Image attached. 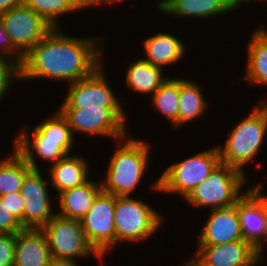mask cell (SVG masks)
Returning <instances> with one entry per match:
<instances>
[{
	"label": "cell",
	"mask_w": 267,
	"mask_h": 266,
	"mask_svg": "<svg viewBox=\"0 0 267 266\" xmlns=\"http://www.w3.org/2000/svg\"><path fill=\"white\" fill-rule=\"evenodd\" d=\"M102 39L105 40L102 36L77 38L53 28L24 55L21 80L50 78L71 84L90 76L104 64V44L99 41Z\"/></svg>",
	"instance_id": "1"
},
{
	"label": "cell",
	"mask_w": 267,
	"mask_h": 266,
	"mask_svg": "<svg viewBox=\"0 0 267 266\" xmlns=\"http://www.w3.org/2000/svg\"><path fill=\"white\" fill-rule=\"evenodd\" d=\"M27 128L24 126L15 135V150L32 169L40 170L36 157L53 165L72 153L75 136L68 120L59 110L33 126V131L29 132Z\"/></svg>",
	"instance_id": "2"
},
{
	"label": "cell",
	"mask_w": 267,
	"mask_h": 266,
	"mask_svg": "<svg viewBox=\"0 0 267 266\" xmlns=\"http://www.w3.org/2000/svg\"><path fill=\"white\" fill-rule=\"evenodd\" d=\"M129 134L116 141L118 148L107 164L106 178L101 181L102 191L106 194L131 196L147 172L149 142L131 138Z\"/></svg>",
	"instance_id": "3"
},
{
	"label": "cell",
	"mask_w": 267,
	"mask_h": 266,
	"mask_svg": "<svg viewBox=\"0 0 267 266\" xmlns=\"http://www.w3.org/2000/svg\"><path fill=\"white\" fill-rule=\"evenodd\" d=\"M258 100L251 113L228 131L224 146H220V143L217 146L221 163L242 172L262 151L267 136V100Z\"/></svg>",
	"instance_id": "4"
},
{
	"label": "cell",
	"mask_w": 267,
	"mask_h": 266,
	"mask_svg": "<svg viewBox=\"0 0 267 266\" xmlns=\"http://www.w3.org/2000/svg\"><path fill=\"white\" fill-rule=\"evenodd\" d=\"M220 163L218 147H211L166 167L151 189L185 199Z\"/></svg>",
	"instance_id": "5"
},
{
	"label": "cell",
	"mask_w": 267,
	"mask_h": 266,
	"mask_svg": "<svg viewBox=\"0 0 267 266\" xmlns=\"http://www.w3.org/2000/svg\"><path fill=\"white\" fill-rule=\"evenodd\" d=\"M246 174V171L220 163L184 200L194 207L209 210L231 207L246 192L242 191L248 182Z\"/></svg>",
	"instance_id": "6"
},
{
	"label": "cell",
	"mask_w": 267,
	"mask_h": 266,
	"mask_svg": "<svg viewBox=\"0 0 267 266\" xmlns=\"http://www.w3.org/2000/svg\"><path fill=\"white\" fill-rule=\"evenodd\" d=\"M116 244L147 241L159 231L163 215L142 200L116 196L114 211Z\"/></svg>",
	"instance_id": "7"
},
{
	"label": "cell",
	"mask_w": 267,
	"mask_h": 266,
	"mask_svg": "<svg viewBox=\"0 0 267 266\" xmlns=\"http://www.w3.org/2000/svg\"><path fill=\"white\" fill-rule=\"evenodd\" d=\"M125 108H58L68 120L73 136L85 133L89 136H106L114 141L127 135Z\"/></svg>",
	"instance_id": "8"
},
{
	"label": "cell",
	"mask_w": 267,
	"mask_h": 266,
	"mask_svg": "<svg viewBox=\"0 0 267 266\" xmlns=\"http://www.w3.org/2000/svg\"><path fill=\"white\" fill-rule=\"evenodd\" d=\"M41 230L45 233L51 257L68 259L76 262L77 258L89 255L103 258L88 242L80 220L62 217L56 214Z\"/></svg>",
	"instance_id": "9"
},
{
	"label": "cell",
	"mask_w": 267,
	"mask_h": 266,
	"mask_svg": "<svg viewBox=\"0 0 267 266\" xmlns=\"http://www.w3.org/2000/svg\"><path fill=\"white\" fill-rule=\"evenodd\" d=\"M115 204V195L101 191L80 220L88 242L103 259L116 245Z\"/></svg>",
	"instance_id": "10"
},
{
	"label": "cell",
	"mask_w": 267,
	"mask_h": 266,
	"mask_svg": "<svg viewBox=\"0 0 267 266\" xmlns=\"http://www.w3.org/2000/svg\"><path fill=\"white\" fill-rule=\"evenodd\" d=\"M108 82L102 64L90 76L68 85L60 108H123Z\"/></svg>",
	"instance_id": "11"
},
{
	"label": "cell",
	"mask_w": 267,
	"mask_h": 266,
	"mask_svg": "<svg viewBox=\"0 0 267 266\" xmlns=\"http://www.w3.org/2000/svg\"><path fill=\"white\" fill-rule=\"evenodd\" d=\"M1 18L13 45L23 55L53 29L41 16L24 4L2 13Z\"/></svg>",
	"instance_id": "12"
},
{
	"label": "cell",
	"mask_w": 267,
	"mask_h": 266,
	"mask_svg": "<svg viewBox=\"0 0 267 266\" xmlns=\"http://www.w3.org/2000/svg\"><path fill=\"white\" fill-rule=\"evenodd\" d=\"M41 170L32 169L24 178L20 188L23 197V227L41 229L56 215L49 194L50 180L43 178ZM49 184V185H48Z\"/></svg>",
	"instance_id": "13"
},
{
	"label": "cell",
	"mask_w": 267,
	"mask_h": 266,
	"mask_svg": "<svg viewBox=\"0 0 267 266\" xmlns=\"http://www.w3.org/2000/svg\"><path fill=\"white\" fill-rule=\"evenodd\" d=\"M236 209L244 240L255 247L254 266H257L259 262L261 264L262 256L264 257V243L267 241V218L264 208L259 200L247 190L236 203Z\"/></svg>",
	"instance_id": "14"
},
{
	"label": "cell",
	"mask_w": 267,
	"mask_h": 266,
	"mask_svg": "<svg viewBox=\"0 0 267 266\" xmlns=\"http://www.w3.org/2000/svg\"><path fill=\"white\" fill-rule=\"evenodd\" d=\"M196 246H214L244 240L236 204L209 211V216L197 237Z\"/></svg>",
	"instance_id": "15"
},
{
	"label": "cell",
	"mask_w": 267,
	"mask_h": 266,
	"mask_svg": "<svg viewBox=\"0 0 267 266\" xmlns=\"http://www.w3.org/2000/svg\"><path fill=\"white\" fill-rule=\"evenodd\" d=\"M196 248L195 255L206 266H254L255 247L245 240Z\"/></svg>",
	"instance_id": "16"
},
{
	"label": "cell",
	"mask_w": 267,
	"mask_h": 266,
	"mask_svg": "<svg viewBox=\"0 0 267 266\" xmlns=\"http://www.w3.org/2000/svg\"><path fill=\"white\" fill-rule=\"evenodd\" d=\"M50 259L48 241L41 229L24 228L16 234L13 266H48Z\"/></svg>",
	"instance_id": "17"
},
{
	"label": "cell",
	"mask_w": 267,
	"mask_h": 266,
	"mask_svg": "<svg viewBox=\"0 0 267 266\" xmlns=\"http://www.w3.org/2000/svg\"><path fill=\"white\" fill-rule=\"evenodd\" d=\"M142 46L146 54L143 59L161 69L180 62L187 51L182 40L164 32L147 37Z\"/></svg>",
	"instance_id": "18"
},
{
	"label": "cell",
	"mask_w": 267,
	"mask_h": 266,
	"mask_svg": "<svg viewBox=\"0 0 267 266\" xmlns=\"http://www.w3.org/2000/svg\"><path fill=\"white\" fill-rule=\"evenodd\" d=\"M162 14L182 18H210L233 12L226 0H160L156 4Z\"/></svg>",
	"instance_id": "19"
},
{
	"label": "cell",
	"mask_w": 267,
	"mask_h": 266,
	"mask_svg": "<svg viewBox=\"0 0 267 266\" xmlns=\"http://www.w3.org/2000/svg\"><path fill=\"white\" fill-rule=\"evenodd\" d=\"M101 191V182L89 179L80 186L57 194L59 210L56 214L65 218L81 220Z\"/></svg>",
	"instance_id": "20"
},
{
	"label": "cell",
	"mask_w": 267,
	"mask_h": 266,
	"mask_svg": "<svg viewBox=\"0 0 267 266\" xmlns=\"http://www.w3.org/2000/svg\"><path fill=\"white\" fill-rule=\"evenodd\" d=\"M49 166L50 186L54 187L58 194L80 186L90 178L88 161L80 155H67Z\"/></svg>",
	"instance_id": "21"
},
{
	"label": "cell",
	"mask_w": 267,
	"mask_h": 266,
	"mask_svg": "<svg viewBox=\"0 0 267 266\" xmlns=\"http://www.w3.org/2000/svg\"><path fill=\"white\" fill-rule=\"evenodd\" d=\"M128 66L124 83L137 94H147L151 97L170 76L163 75L164 69L151 65L142 57L138 58L137 61L135 59Z\"/></svg>",
	"instance_id": "22"
},
{
	"label": "cell",
	"mask_w": 267,
	"mask_h": 266,
	"mask_svg": "<svg viewBox=\"0 0 267 266\" xmlns=\"http://www.w3.org/2000/svg\"><path fill=\"white\" fill-rule=\"evenodd\" d=\"M247 45L244 79L248 84L267 86V36L258 28Z\"/></svg>",
	"instance_id": "23"
},
{
	"label": "cell",
	"mask_w": 267,
	"mask_h": 266,
	"mask_svg": "<svg viewBox=\"0 0 267 266\" xmlns=\"http://www.w3.org/2000/svg\"><path fill=\"white\" fill-rule=\"evenodd\" d=\"M201 92V87L194 80L179 78L178 127L191 123L207 111L210 104Z\"/></svg>",
	"instance_id": "24"
},
{
	"label": "cell",
	"mask_w": 267,
	"mask_h": 266,
	"mask_svg": "<svg viewBox=\"0 0 267 266\" xmlns=\"http://www.w3.org/2000/svg\"><path fill=\"white\" fill-rule=\"evenodd\" d=\"M13 144L12 154H8L0 165V197L12 192H20L25 176L32 170L31 166L15 150V138Z\"/></svg>",
	"instance_id": "25"
},
{
	"label": "cell",
	"mask_w": 267,
	"mask_h": 266,
	"mask_svg": "<svg viewBox=\"0 0 267 266\" xmlns=\"http://www.w3.org/2000/svg\"><path fill=\"white\" fill-rule=\"evenodd\" d=\"M53 28H61L59 17L74 11L87 9V0H23Z\"/></svg>",
	"instance_id": "26"
},
{
	"label": "cell",
	"mask_w": 267,
	"mask_h": 266,
	"mask_svg": "<svg viewBox=\"0 0 267 266\" xmlns=\"http://www.w3.org/2000/svg\"><path fill=\"white\" fill-rule=\"evenodd\" d=\"M151 104L173 127H178L179 78L169 76L151 96Z\"/></svg>",
	"instance_id": "27"
},
{
	"label": "cell",
	"mask_w": 267,
	"mask_h": 266,
	"mask_svg": "<svg viewBox=\"0 0 267 266\" xmlns=\"http://www.w3.org/2000/svg\"><path fill=\"white\" fill-rule=\"evenodd\" d=\"M21 81V65L13 60L0 57V103L8 94L13 80Z\"/></svg>",
	"instance_id": "28"
},
{
	"label": "cell",
	"mask_w": 267,
	"mask_h": 266,
	"mask_svg": "<svg viewBox=\"0 0 267 266\" xmlns=\"http://www.w3.org/2000/svg\"><path fill=\"white\" fill-rule=\"evenodd\" d=\"M0 57L22 64L24 55L13 45L7 34L0 14Z\"/></svg>",
	"instance_id": "29"
},
{
	"label": "cell",
	"mask_w": 267,
	"mask_h": 266,
	"mask_svg": "<svg viewBox=\"0 0 267 266\" xmlns=\"http://www.w3.org/2000/svg\"><path fill=\"white\" fill-rule=\"evenodd\" d=\"M16 234L0 233V266H13Z\"/></svg>",
	"instance_id": "30"
},
{
	"label": "cell",
	"mask_w": 267,
	"mask_h": 266,
	"mask_svg": "<svg viewBox=\"0 0 267 266\" xmlns=\"http://www.w3.org/2000/svg\"><path fill=\"white\" fill-rule=\"evenodd\" d=\"M23 229L20 221L2 204L0 197V233L17 234Z\"/></svg>",
	"instance_id": "31"
},
{
	"label": "cell",
	"mask_w": 267,
	"mask_h": 266,
	"mask_svg": "<svg viewBox=\"0 0 267 266\" xmlns=\"http://www.w3.org/2000/svg\"><path fill=\"white\" fill-rule=\"evenodd\" d=\"M2 204L20 221L23 226V197L20 192L1 196Z\"/></svg>",
	"instance_id": "32"
},
{
	"label": "cell",
	"mask_w": 267,
	"mask_h": 266,
	"mask_svg": "<svg viewBox=\"0 0 267 266\" xmlns=\"http://www.w3.org/2000/svg\"><path fill=\"white\" fill-rule=\"evenodd\" d=\"M263 182L250 186L248 189L262 204L267 218V194L263 193Z\"/></svg>",
	"instance_id": "33"
},
{
	"label": "cell",
	"mask_w": 267,
	"mask_h": 266,
	"mask_svg": "<svg viewBox=\"0 0 267 266\" xmlns=\"http://www.w3.org/2000/svg\"><path fill=\"white\" fill-rule=\"evenodd\" d=\"M23 4V0H0V14Z\"/></svg>",
	"instance_id": "34"
},
{
	"label": "cell",
	"mask_w": 267,
	"mask_h": 266,
	"mask_svg": "<svg viewBox=\"0 0 267 266\" xmlns=\"http://www.w3.org/2000/svg\"><path fill=\"white\" fill-rule=\"evenodd\" d=\"M75 261L51 257L48 266H79Z\"/></svg>",
	"instance_id": "35"
},
{
	"label": "cell",
	"mask_w": 267,
	"mask_h": 266,
	"mask_svg": "<svg viewBox=\"0 0 267 266\" xmlns=\"http://www.w3.org/2000/svg\"><path fill=\"white\" fill-rule=\"evenodd\" d=\"M122 2L124 0H87V8L89 7H95V6H101V5H104L106 6L107 5H110V4H113V3H117V2Z\"/></svg>",
	"instance_id": "36"
},
{
	"label": "cell",
	"mask_w": 267,
	"mask_h": 266,
	"mask_svg": "<svg viewBox=\"0 0 267 266\" xmlns=\"http://www.w3.org/2000/svg\"><path fill=\"white\" fill-rule=\"evenodd\" d=\"M254 1V0H253ZM259 1V0H258ZM250 2H252V0H226V3L229 5V7L235 11V9L237 10V8H239L240 6H242V4H251Z\"/></svg>",
	"instance_id": "37"
},
{
	"label": "cell",
	"mask_w": 267,
	"mask_h": 266,
	"mask_svg": "<svg viewBox=\"0 0 267 266\" xmlns=\"http://www.w3.org/2000/svg\"><path fill=\"white\" fill-rule=\"evenodd\" d=\"M193 256L191 260L186 261L182 266H206L195 254Z\"/></svg>",
	"instance_id": "38"
},
{
	"label": "cell",
	"mask_w": 267,
	"mask_h": 266,
	"mask_svg": "<svg viewBox=\"0 0 267 266\" xmlns=\"http://www.w3.org/2000/svg\"><path fill=\"white\" fill-rule=\"evenodd\" d=\"M259 29L261 30L262 33H264L267 36V29L266 28L260 27Z\"/></svg>",
	"instance_id": "39"
},
{
	"label": "cell",
	"mask_w": 267,
	"mask_h": 266,
	"mask_svg": "<svg viewBox=\"0 0 267 266\" xmlns=\"http://www.w3.org/2000/svg\"><path fill=\"white\" fill-rule=\"evenodd\" d=\"M6 158H7V156H6L5 158H3V159L0 157V165L4 162V160H5Z\"/></svg>",
	"instance_id": "40"
}]
</instances>
